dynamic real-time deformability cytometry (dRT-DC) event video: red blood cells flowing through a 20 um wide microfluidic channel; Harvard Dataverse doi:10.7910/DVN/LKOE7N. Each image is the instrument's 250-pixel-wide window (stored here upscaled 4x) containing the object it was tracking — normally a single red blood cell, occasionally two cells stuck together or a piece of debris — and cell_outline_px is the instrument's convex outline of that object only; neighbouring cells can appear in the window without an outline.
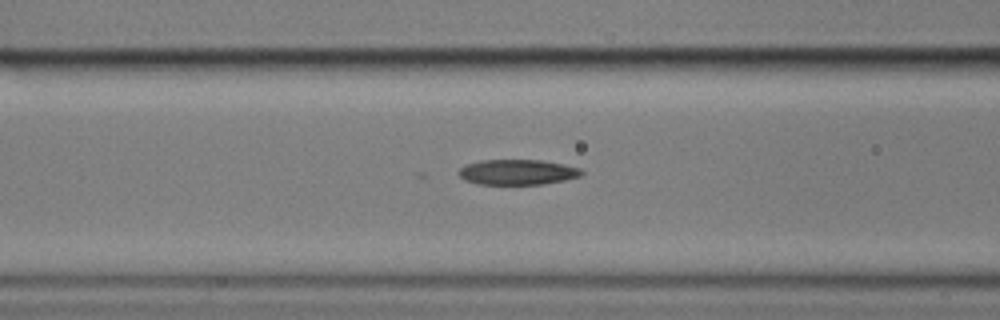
{"species": "common noctule bat (a hibernating species)", "species_latin": "Nyctalus noctula", "temperature_condition": "cold", "stored_images_in_passage": 7, "segment_of_instrument_passage": [2, 2], "camera_frame_rate_fps": 3000, "um_per_image_px": 0.085, "animal": {"sex": "male", "body_mass_g": 17.9}, "frame": {"image": 1, "passage_image": 7, "time_ms": 7.0, "image_size_px": [1000, 320], "cell_outline_px": [[584, 172], [580, 176], [564, 180], [544, 184], [476, 184], [464, 180], [456, 172], [460, 168], [468, 164], [480, 160], [544, 160], [564, 164], [580, 168]], "centroid_in_image_um": [43.98, 14.63], "position_along_channel_um": 122.6, "area_um2": 18.21}}